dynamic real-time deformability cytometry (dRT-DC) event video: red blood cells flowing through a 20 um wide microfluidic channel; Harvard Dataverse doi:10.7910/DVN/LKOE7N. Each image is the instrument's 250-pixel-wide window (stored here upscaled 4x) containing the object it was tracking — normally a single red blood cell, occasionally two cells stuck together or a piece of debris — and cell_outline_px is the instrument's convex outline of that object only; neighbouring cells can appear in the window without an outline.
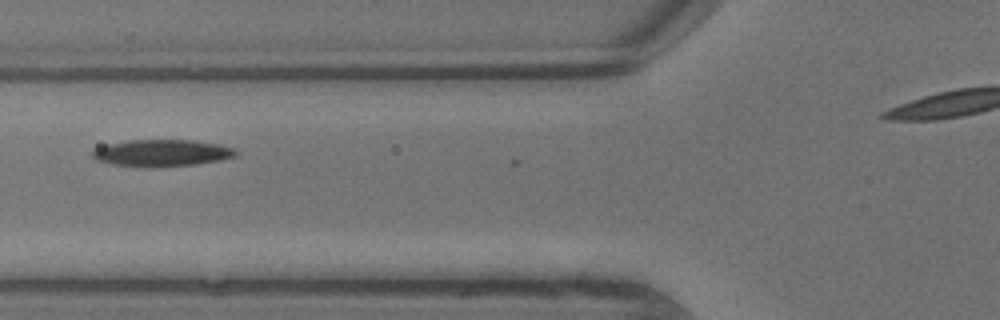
{"species": "common noctule bat (a hibernating species)", "species_latin": "Nyctalus noctula", "temperature_condition": "warm", "stored_images_in_passage": 6, "camera_frame_rate_fps": 3000, "um_per_image_px": 0.085, "animal": {"sex": "male", "body_mass_g": 13.3}, "frame": {"image": 1, "passage_image": 3, "time_ms": 0.667, "image_size_px": [1000, 320], "cell_outline_px": [[240, 152], [236, 156], [220, 160], [196, 164], [160, 168], [144, 168], [108, 164], [96, 160], [92, 156], [92, 152], [96, 148], [108, 144], [128, 140], [192, 140], [216, 144], [236, 148]], "centroid_in_image_um": [13.75, 13.02], "position_along_channel_um": 112.0, "area_um2": 22.89}}
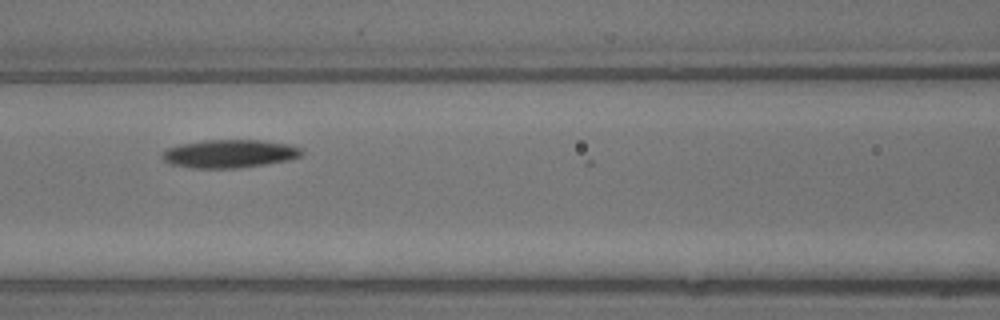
{"frame": {"image": 2, "passage_image": 4, "time_ms": 1.0, "image_size_px": [1000, 320], "cell_outline_px": [[304, 152], [300, 156], [288, 160], [240, 168], [192, 168], [168, 164], [160, 156], [168, 148], [180, 144], [204, 140], [260, 140], [288, 144], [300, 148]], "centroid_in_image_um": [19.48, 13.07], "position_along_channel_um": 147.1, "area_um2": 22.89}}
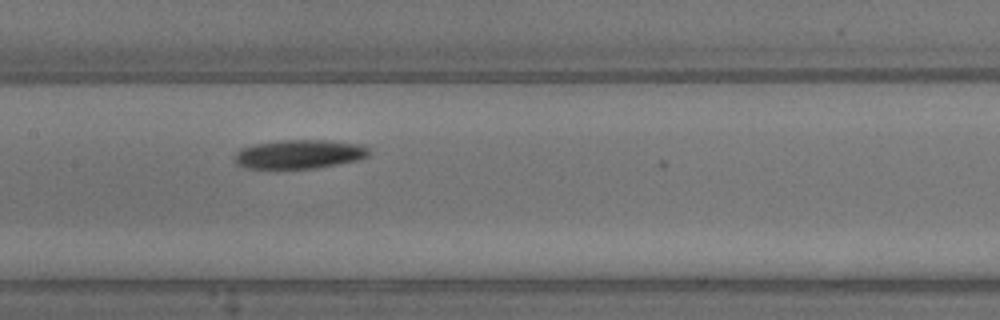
{"frame": {"image": 3, "passage_image": 5, "time_ms": 1.333, "image_size_px": [1000, 320], "cell_outline_px": [[368, 156], [360, 160], [316, 168], [244, 168], [236, 164], [232, 160], [236, 152], [240, 148], [252, 144], [284, 140], [324, 140], [360, 144], [368, 148]], "centroid_in_image_um": [25.39, 13.11], "position_along_channel_um": 182.0, "area_um2": 22.77}}